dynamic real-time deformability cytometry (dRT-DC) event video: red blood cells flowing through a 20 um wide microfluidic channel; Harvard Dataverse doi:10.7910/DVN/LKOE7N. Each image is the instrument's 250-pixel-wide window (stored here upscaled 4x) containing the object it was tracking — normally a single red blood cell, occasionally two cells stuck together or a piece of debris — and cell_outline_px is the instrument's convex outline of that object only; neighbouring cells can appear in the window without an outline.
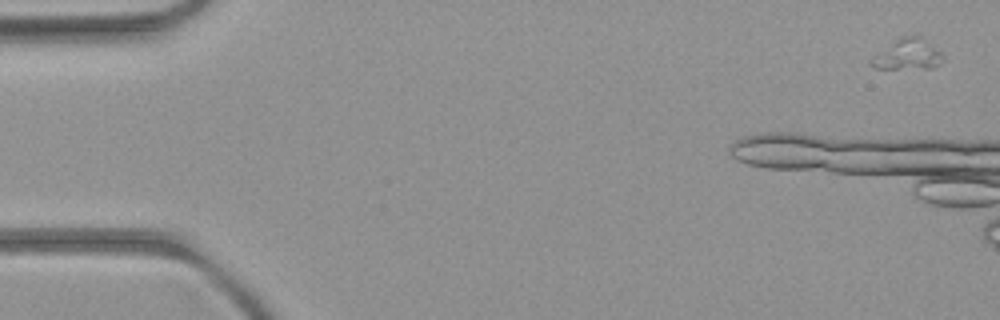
{"species": "common noctule bat (a hibernating species)", "species_latin": "Nyctalus noctula", "temperature_condition": "room temperature", "stored_images_in_passage": 6, "camera_frame_rate_fps": 3000, "um_per_image_px": 0.085, "animal": {"sex": "female", "body_mass_g": 21.9}, "frame": {"image": 1, "passage_image": 1, "time_ms": 0.0, "image_size_px": [1000, 320], "cell_outline_px": [[944, 60], [940, 64], [932, 68], [876, 68], [868, 64], [868, 60], [896, 40], [904, 36], [920, 36], [940, 52], [944, 56]], "centroid_in_image_um": [77.16, 4.65], "position_along_channel_um": 7.8, "area_um2": 12.54}}